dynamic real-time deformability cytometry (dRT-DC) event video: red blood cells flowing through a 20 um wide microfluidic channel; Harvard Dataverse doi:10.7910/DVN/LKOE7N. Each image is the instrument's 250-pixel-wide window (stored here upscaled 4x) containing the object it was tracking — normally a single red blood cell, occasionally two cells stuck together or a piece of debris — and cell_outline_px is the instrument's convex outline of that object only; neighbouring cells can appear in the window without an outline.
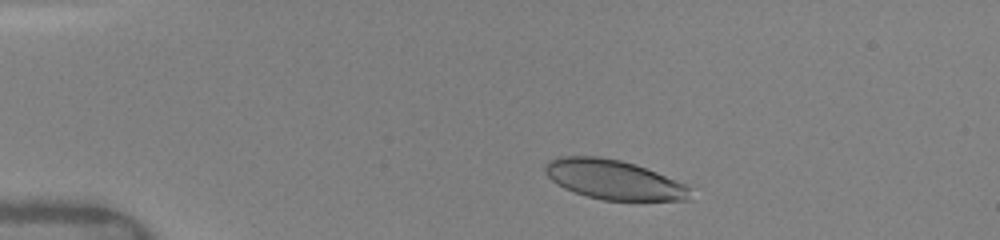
{"species": "human", "species_latin": "Homo sapiens", "temperature_condition": "warm", "stored_images_in_passage": 7, "camera_frame_rate_fps": 3000, "um_per_image_px": 0.085, "donor": {"sex": "female"}, "frame": {"image": 1, "passage_image": 2, "time_ms": 1.0, "image_size_px": [1000, 240], "cell_outline_px": [[692, 200], [604, 200], [588, 196], [564, 188], [556, 184], [544, 172], [544, 164], [548, 160], [560, 156], [600, 156], [620, 160], [636, 164], [688, 184], [692, 188]], "centroid_in_image_um": [52.2, 15.26], "position_along_channel_um": 32.8, "area_um2": 33.76}}
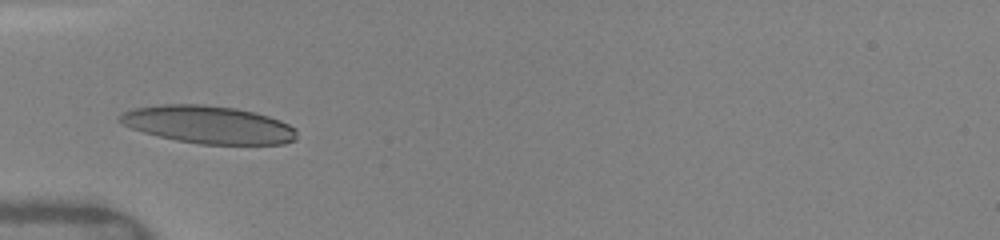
{"frame": {"image": 2, "passage_image": 4, "time_ms": 3.333, "image_size_px": [1000, 240], "cell_outline_px": [[296, 140], [284, 144], [200, 144], [176, 140], [144, 132], [132, 128], [124, 124], [120, 120], [120, 116], [124, 112], [132, 108], [160, 104], [204, 104], [236, 108], [256, 112], [280, 120], [296, 128]], "centroid_in_image_um": [17.76, 10.59], "position_along_channel_um": 67.2, "area_um2": 38.84}}
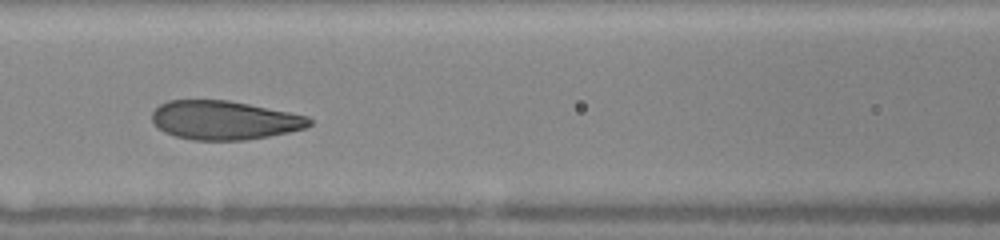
{"frame": {"image": 3, "passage_image": 6, "time_ms": 5.333, "image_size_px": [1000, 240], "cell_outline_px": [[312, 124], [304, 128], [288, 132], [268, 136], [244, 140], [192, 140], [176, 136], [164, 132], [152, 120], [152, 112], [160, 104], [168, 100], [228, 100], [308, 116], [312, 120]], "centroid_in_image_um": [19.05, 10.21], "position_along_channel_um": 147.5, "area_um2": 35.37}}